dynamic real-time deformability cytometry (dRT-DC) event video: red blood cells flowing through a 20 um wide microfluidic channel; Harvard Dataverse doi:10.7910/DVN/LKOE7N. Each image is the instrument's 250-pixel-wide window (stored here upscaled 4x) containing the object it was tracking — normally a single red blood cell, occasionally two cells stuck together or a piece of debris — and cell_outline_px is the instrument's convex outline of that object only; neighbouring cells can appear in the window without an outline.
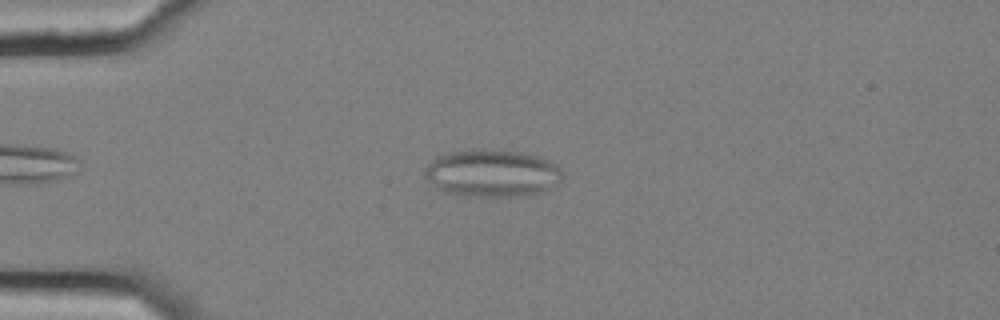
{"species": "common noctule bat (a hibernating species)", "species_latin": "Nyctalus noctula", "temperature_condition": "cold", "stored_images_in_passage": 49, "camera_frame_rate_fps": 3000, "um_per_image_px": 0.085, "animal": {"sex": "female", "body_mass_g": 25.1}, "frame": {"image": 1, "passage_image": 8, "time_ms": 2.333, "image_size_px": [1000, 320], "cell_outline_px": [[564, 172], [556, 188], [544, 192], [528, 196], [464, 196], [444, 192], [436, 188], [424, 176], [424, 168], [436, 156], [448, 152], [472, 148], [488, 148], [520, 152], [536, 156], [548, 160], [556, 164]], "centroid_in_image_um": [41.84, 14.72], "position_along_channel_um": 43.2, "area_um2": 38.96}, "authors_computed_cell_mechanics": {"area_um2": 27.8018, "velocity_mm_per_s": 3.6571, "shape_relaxation_time_tau1_ms": null, "shape_relaxation_time_tau2_ms": 1.3859, "deformation_change_tau1": null, "deformation_change_tau2": 0.0959}}